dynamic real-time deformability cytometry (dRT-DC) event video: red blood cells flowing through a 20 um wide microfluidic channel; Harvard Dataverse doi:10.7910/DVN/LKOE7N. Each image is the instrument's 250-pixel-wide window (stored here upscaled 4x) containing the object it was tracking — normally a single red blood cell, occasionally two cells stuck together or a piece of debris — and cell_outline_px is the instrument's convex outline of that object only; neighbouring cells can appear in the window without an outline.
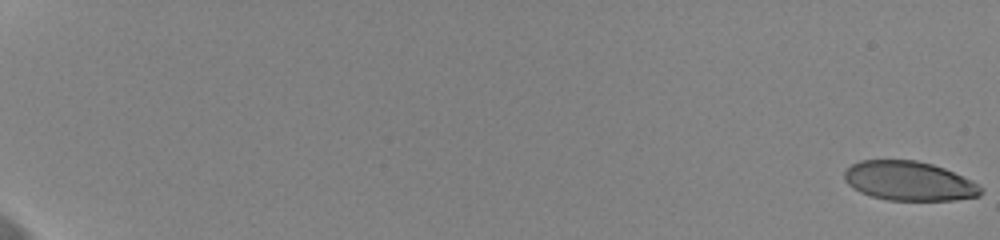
{"species": "human", "species_latin": "Homo sapiens", "temperature_condition": "cold", "stored_images_in_passage": 40, "camera_frame_rate_fps": 3000, "um_per_image_px": 0.085, "donor": {"sex": "female"}, "frame": {"image": 1, "passage_image": 1, "time_ms": 0.0, "image_size_px": [1000, 240], "cell_outline_px": [[984, 192], [980, 196], [956, 200], [888, 200], [872, 196], [860, 192], [848, 184], [844, 180], [844, 172], [852, 164], [860, 160], [916, 160], [932, 164], [944, 168], [972, 180], [984, 188]], "centroid_in_image_um": [77.31, 15.39], "position_along_channel_um": 7.7, "area_um2": 31.39}}
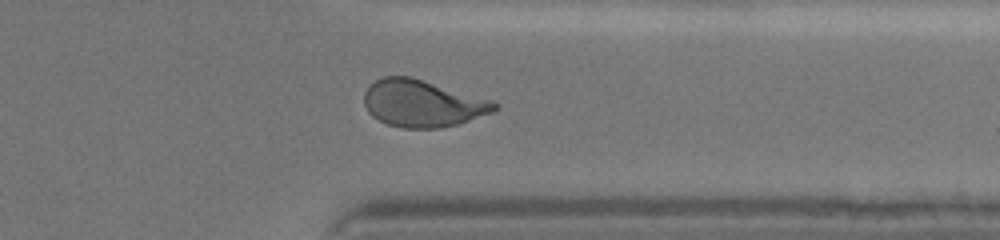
{"frame": {"image": 2, "passage_image": 33, "time_ms": 10.667, "image_size_px": [1000, 240], "cell_outline_px": [[500, 104], [492, 112], [456, 124], [440, 128], [400, 128], [388, 124], [372, 116], [368, 112], [364, 104], [364, 92], [368, 84], [384, 76], [412, 76], [492, 100]], "centroid_in_image_um": [35.88, 8.77], "position_along_channel_um": 375.5, "area_um2": 35.78}}
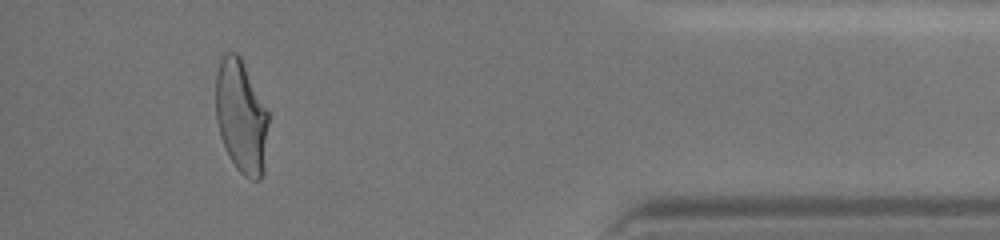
{"frame": {"image": 3, "passage_image": 38, "time_ms": 12.333, "image_size_px": [1000, 240], "cell_outline_px": [[268, 124], [264, 172], [260, 180], [252, 180], [244, 176], [236, 168], [220, 136], [216, 120], [216, 72], [220, 60], [224, 52], [236, 52], [240, 56], [268, 112]], "centroid_in_image_um": [20.5, 9.91], "position_along_channel_um": 414.7, "area_um2": 34.68}}